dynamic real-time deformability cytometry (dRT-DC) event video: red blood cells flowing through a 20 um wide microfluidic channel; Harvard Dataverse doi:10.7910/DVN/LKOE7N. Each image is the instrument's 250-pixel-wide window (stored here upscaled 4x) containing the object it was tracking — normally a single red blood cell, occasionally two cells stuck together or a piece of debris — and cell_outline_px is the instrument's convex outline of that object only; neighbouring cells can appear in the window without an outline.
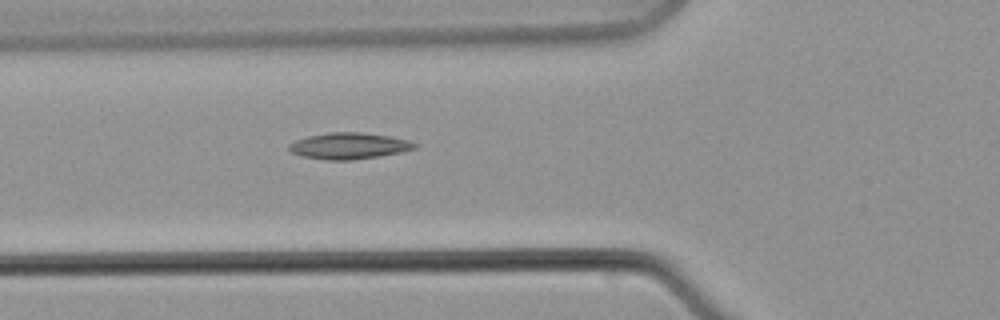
{"species": "common noctule bat (a hibernating species)", "species_latin": "Nyctalus noctula", "temperature_condition": "warm", "stored_images_in_passage": 7, "camera_frame_rate_fps": 3000, "um_per_image_px": 0.085, "animal": {"sex": "male", "body_mass_g": 21.5, "forearm_length_mm": 52.0}, "frame": {"image": 1, "passage_image": 7, "time_ms": 8.333, "image_size_px": [1000, 320], "cell_outline_px": [[420, 144], [416, 148], [400, 152], [352, 160], [328, 160], [304, 156], [292, 152], [288, 148], [288, 144], [296, 140], [308, 136], [328, 132], [360, 132], [388, 136], [408, 140]], "centroid_in_image_um": [29.67, 12.39], "position_along_channel_um": 96.1, "area_um2": 19.07}}